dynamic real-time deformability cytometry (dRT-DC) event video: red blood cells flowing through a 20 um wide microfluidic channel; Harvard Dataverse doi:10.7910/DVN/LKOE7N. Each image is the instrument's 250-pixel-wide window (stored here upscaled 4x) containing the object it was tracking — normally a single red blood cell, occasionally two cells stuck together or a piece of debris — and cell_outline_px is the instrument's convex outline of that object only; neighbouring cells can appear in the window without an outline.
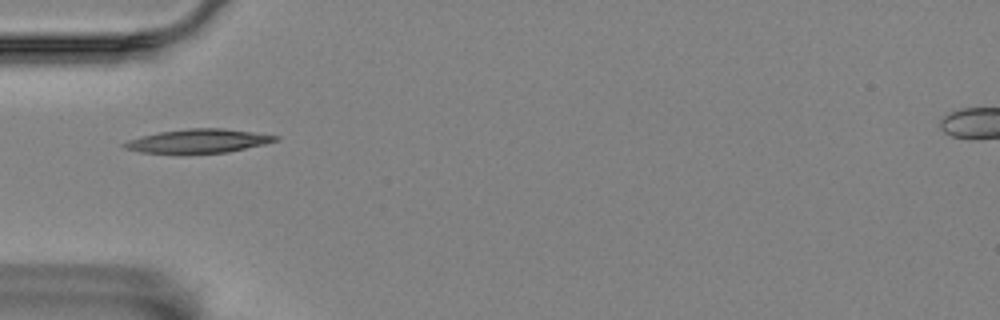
{"species": "Egyptian fruit bat (a non-hibernating species)", "species_latin": "Rousettus aegyptiacus", "temperature_condition": "room temperature", "stored_images_in_passage": 1, "camera_frame_rate_fps": 3000, "um_per_image_px": 0.085, "animal": {"sex": "female"}, "frame": {"image": 1, "passage_image": 1, "time_ms": 0.0, "image_size_px": [1000, 320], "cell_outline_px": [[280, 140], [264, 144], [228, 152], [140, 152], [124, 148], [120, 144], [128, 140], [140, 136], [160, 132], [188, 128], [224, 128], [280, 136]], "centroid_in_image_um": [16.87, 11.96], "position_along_channel_um": 68.1, "area_um2": 20.58}}